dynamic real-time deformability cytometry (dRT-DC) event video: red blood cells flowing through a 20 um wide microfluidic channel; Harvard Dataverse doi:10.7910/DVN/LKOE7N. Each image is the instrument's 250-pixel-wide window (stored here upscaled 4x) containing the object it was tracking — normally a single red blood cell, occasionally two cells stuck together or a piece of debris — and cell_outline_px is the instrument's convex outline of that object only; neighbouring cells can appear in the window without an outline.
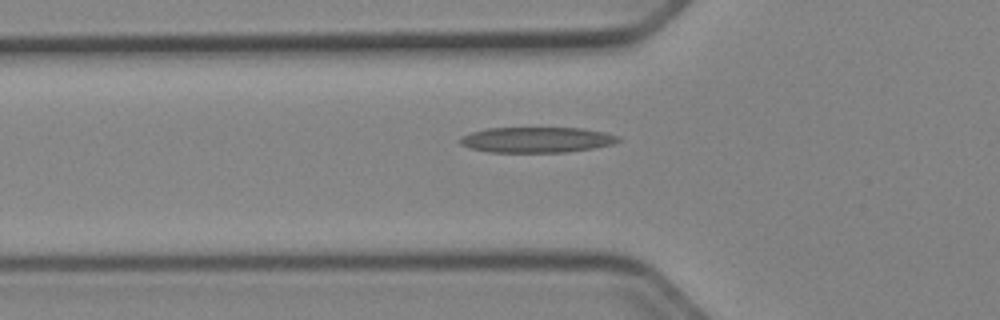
{"species": "Egyptian fruit bat (a non-hibernating species)", "species_latin": "Rousettus aegyptiacus", "temperature_condition": "cold", "stored_images_in_passage": 42, "camera_frame_rate_fps": 3000, "um_per_image_px": 0.085, "animal": {"sex": "female"}, "frame": {"image": 1, "passage_image": 13, "time_ms": 4.0, "image_size_px": [1000, 320], "cell_outline_px": [[624, 140], [612, 144], [592, 148], [564, 152], [488, 152], [468, 148], [460, 144], [460, 136], [472, 132], [488, 128], [584, 128], [604, 132], [620, 136]], "centroid_in_image_um": [45.63, 11.88], "position_along_channel_um": 80.2, "area_um2": 23.64}}
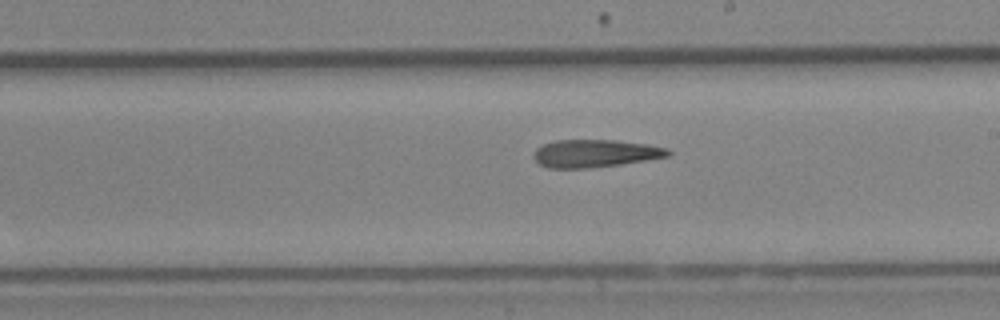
{"frame": {"image": 2, "passage_image": 25, "time_ms": 8.0, "image_size_px": [1000, 320], "cell_outline_px": [[672, 152], [668, 156], [620, 164], [584, 168], [548, 168], [540, 164], [532, 156], [532, 152], [536, 148], [544, 144], [556, 140], [616, 140], [648, 144], [668, 148]], "centroid_in_image_um": [50.56, 13.03], "position_along_channel_um": 238.4, "area_um2": 21.62}}
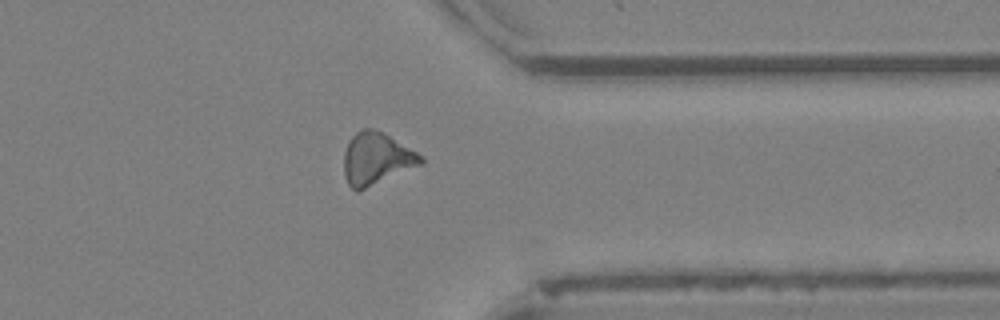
{"frame": {"image": 3, "passage_image": 36, "time_ms": 11.667, "image_size_px": [1000, 320], "cell_outline_px": [[424, 164], [356, 192], [348, 184], [344, 176], [344, 152], [348, 140], [360, 128], [372, 128], [388, 136], [424, 156]], "centroid_in_image_um": [31.99, 13.5], "position_along_channel_um": 379.4, "area_um2": 23.35}}